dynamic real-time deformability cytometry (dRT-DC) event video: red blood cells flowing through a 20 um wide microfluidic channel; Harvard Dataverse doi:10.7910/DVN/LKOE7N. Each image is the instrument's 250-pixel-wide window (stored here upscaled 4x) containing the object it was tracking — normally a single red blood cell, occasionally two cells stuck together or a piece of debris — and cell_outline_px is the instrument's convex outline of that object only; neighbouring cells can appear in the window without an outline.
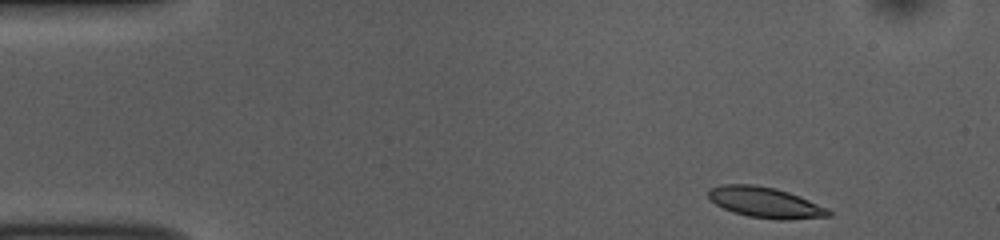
{"species": "common noctule bat (a hibernating species)", "species_latin": "Nyctalus noctula", "temperature_condition": "room temperature", "stored_images_in_passage": 47, "camera_frame_rate_fps": 3000, "um_per_image_px": 0.085, "animal": {"sex": "female", "body_mass_g": 10.0, "forearm_length_mm": 53.1}, "frame": {"image": 1, "passage_image": 1, "time_ms": 0.0, "image_size_px": [1000, 240], "cell_outline_px": [[832, 216], [784, 220], [776, 220], [748, 216], [732, 212], [716, 204], [708, 196], [708, 188], [724, 184], [756, 184], [776, 188], [788, 192], [828, 208], [832, 212]], "centroid_in_image_um": [65.04, 17.21], "position_along_channel_um": 20.0, "area_um2": 21.5}}
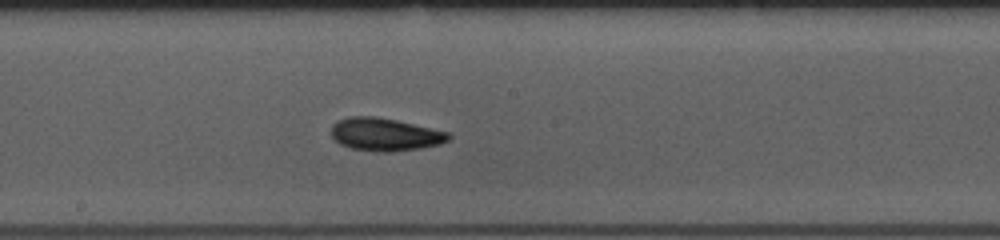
{"frame": {"image": 2, "passage_image": 23, "time_ms": 7.333, "image_size_px": [1000, 240], "cell_outline_px": [[452, 136], [448, 140], [440, 144], [420, 148], [388, 152], [380, 152], [352, 148], [340, 144], [332, 136], [332, 124], [336, 120], [348, 116], [372, 116], [396, 120], [448, 132]], "centroid_in_image_um": [32.7, 11.42], "position_along_channel_um": 215.5, "area_um2": 22.31}}
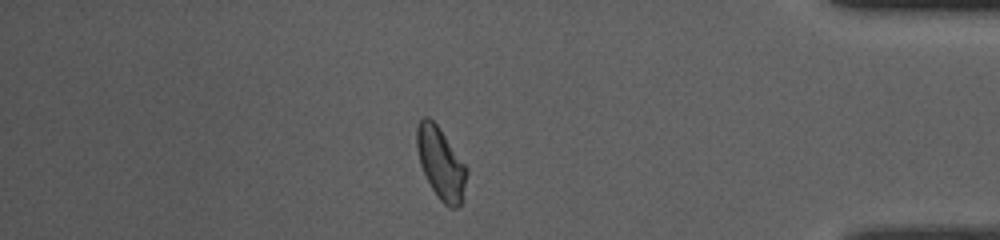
{"frame": {"image": 3, "passage_image": 40, "time_ms": 13.0, "image_size_px": [1000, 240], "cell_outline_px": [[468, 172], [460, 204], [456, 208], [448, 208], [436, 196], [420, 164], [416, 148], [416, 128], [420, 120], [424, 116], [428, 116], [436, 124], [468, 168]], "centroid_in_image_um": [37.46, 13.88], "position_along_channel_um": 397.7, "area_um2": 20.63}, "authors_computed_cell_mechanics": {"area_um2": 21.2126, "velocity_mm_per_s": 3.8152, "shape_relaxation_time_tau1_ms": 4.6773, "shape_relaxation_time_tau2_ms": 3.7076, "deformation_change_tau1": 0.1316, "deformation_change_tau2": 0.1004}}